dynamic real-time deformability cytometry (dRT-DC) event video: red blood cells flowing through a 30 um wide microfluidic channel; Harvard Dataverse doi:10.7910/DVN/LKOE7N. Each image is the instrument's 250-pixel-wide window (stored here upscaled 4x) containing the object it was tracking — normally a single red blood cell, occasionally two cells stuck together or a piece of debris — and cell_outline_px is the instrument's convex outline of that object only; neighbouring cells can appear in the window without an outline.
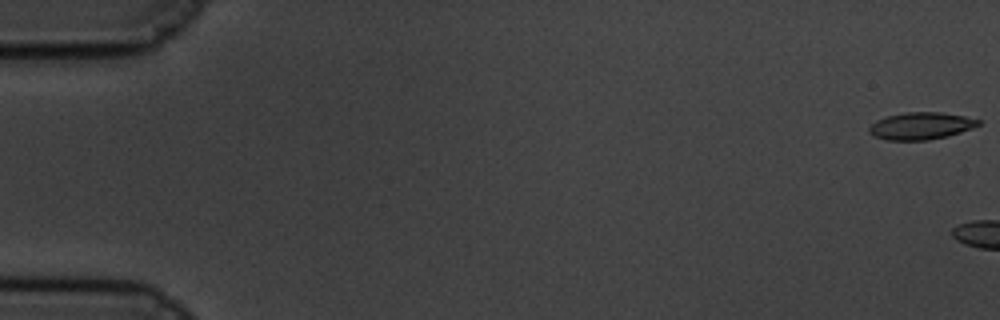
{"species": "common noctule bat (a hibernating species)", "species_latin": "Nyctalus noctula", "temperature_condition": "cold", "stored_images_in_passage": 5, "camera_frame_rate_fps": 3000, "um_per_image_px": 0.085, "animal": {"sex": "male", "body_mass_g": 19.5, "forearm_length_mm": 54.6}, "frame": {"image": 1, "passage_image": 1, "time_ms": 0.0, "image_size_px": [1000, 320], "cell_outline_px": [[980, 124], [972, 128], [948, 136], [928, 140], [888, 140], [872, 136], [868, 132], [868, 128], [876, 120], [888, 116], [904, 112], [940, 112], [964, 116], [980, 120]], "centroid_in_image_um": [78.25, 10.7], "position_along_channel_um": 6.8, "area_um2": 17.28}}